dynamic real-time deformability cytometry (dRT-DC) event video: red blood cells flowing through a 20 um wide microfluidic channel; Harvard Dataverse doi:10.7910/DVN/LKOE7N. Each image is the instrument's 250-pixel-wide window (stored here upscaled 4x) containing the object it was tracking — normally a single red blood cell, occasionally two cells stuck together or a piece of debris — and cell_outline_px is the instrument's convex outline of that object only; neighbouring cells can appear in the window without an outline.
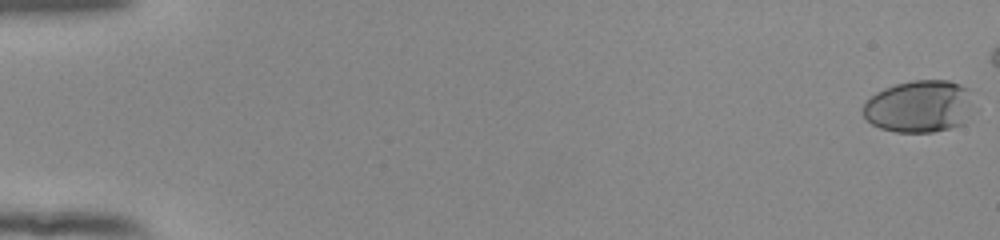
{"species": "human", "species_latin": "Homo sapiens", "temperature_condition": "room temperature", "stored_images_in_passage": 51, "camera_frame_rate_fps": 3000, "um_per_image_px": 0.085, "donor": {"sex": "female"}, "frame": {"image": 1, "passage_image": 1, "time_ms": 0.0, "image_size_px": [1000, 240], "cell_outline_px": [[968, 88], [964, 124], [932, 132], [896, 132], [880, 128], [872, 124], [860, 112], [860, 108], [876, 92], [884, 88], [896, 84], [912, 80], [948, 80], [960, 84]], "centroid_in_image_um": [78.01, 9.04], "position_along_channel_um": 7.0, "area_um2": 32.95}}
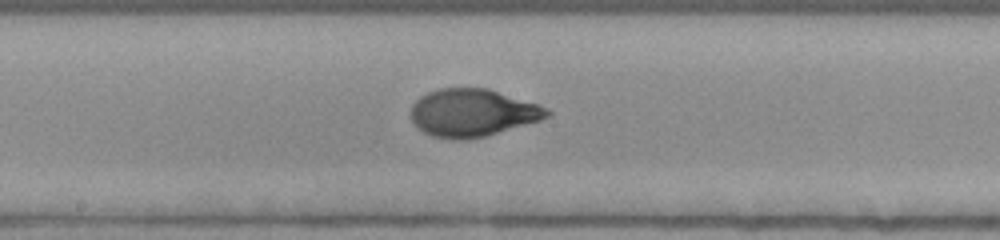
{"frame": {"image": 2, "passage_image": 31, "time_ms": 10.0, "image_size_px": [1000, 240], "cell_outline_px": [[552, 112], [548, 116], [540, 120], [484, 136], [464, 140], [452, 140], [432, 136], [416, 128], [412, 120], [412, 104], [420, 96], [428, 92], [440, 88], [488, 88], [548, 108]], "centroid_in_image_um": [40.13, 9.59], "position_along_channel_um": 208.1, "area_um2": 37.57}}
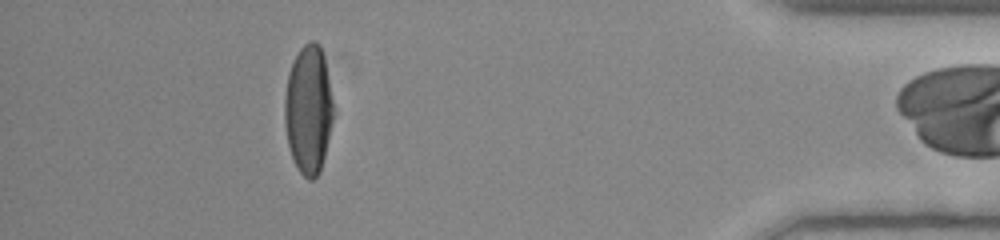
{"frame": {"image": 3, "passage_image": 50, "time_ms": 16.333, "image_size_px": [1000, 240], "cell_outline_px": [[332, 120], [324, 156], [320, 172], [312, 180], [308, 180], [300, 172], [292, 156], [288, 144], [284, 124], [284, 96], [288, 72], [292, 60], [300, 48], [304, 44], [312, 40], [316, 40], [320, 44], [324, 56], [332, 100]], "centroid_in_image_um": [26.19, 9.26], "position_along_channel_um": 409.0, "area_um2": 36.41}}